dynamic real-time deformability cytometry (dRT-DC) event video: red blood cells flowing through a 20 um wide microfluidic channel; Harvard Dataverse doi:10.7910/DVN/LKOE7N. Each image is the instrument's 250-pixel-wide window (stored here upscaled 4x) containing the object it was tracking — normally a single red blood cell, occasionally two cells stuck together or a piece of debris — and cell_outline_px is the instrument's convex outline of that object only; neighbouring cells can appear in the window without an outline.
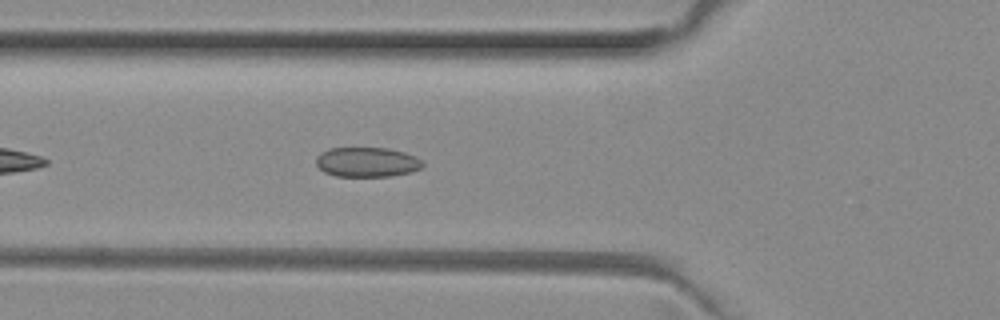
{"species": "common noctule bat (a hibernating species)", "species_latin": "Nyctalus noctula", "temperature_condition": "room temperature", "stored_images_in_passage": 12, "camera_frame_rate_fps": 3000, "um_per_image_px": 0.085, "animal": {"sex": "female", "body_mass_g": 29.2, "forearm_length_mm": 56.3}, "frame": {"image": 1, "passage_image": 6, "time_ms": 1.667, "image_size_px": [1000, 320], "cell_outline_px": [[424, 164], [420, 168], [412, 172], [392, 176], [336, 176], [324, 172], [316, 164], [316, 156], [320, 152], [328, 148], [388, 148], [404, 152], [416, 156]], "centroid_in_image_um": [31.18, 13.77], "position_along_channel_um": 94.6, "area_um2": 18.55}}
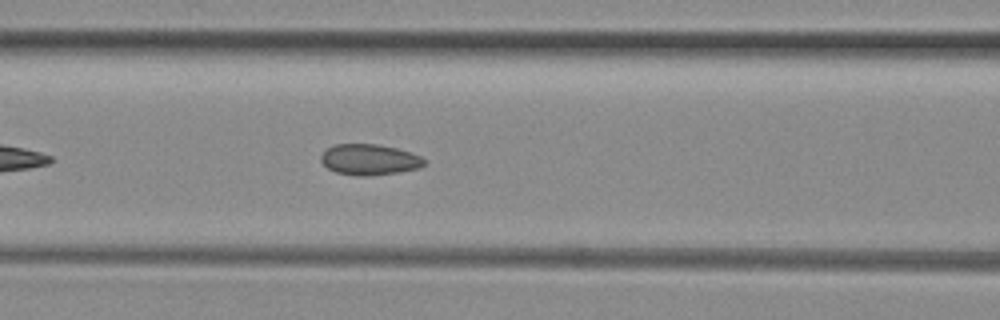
{"frame": {"image": 2, "passage_image": 9, "time_ms": 2.667, "image_size_px": [1000, 320], "cell_outline_px": [[428, 160], [420, 168], [396, 172], [368, 176], [356, 176], [336, 172], [328, 168], [320, 160], [320, 156], [328, 148], [336, 144], [376, 144], [396, 148], [412, 152]], "centroid_in_image_um": [31.42, 13.56], "position_along_channel_um": 135.2, "area_um2": 18.55}}